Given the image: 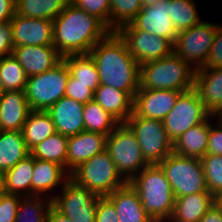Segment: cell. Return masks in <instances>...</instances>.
<instances>
[{"mask_svg":"<svg viewBox=\"0 0 222 222\" xmlns=\"http://www.w3.org/2000/svg\"><path fill=\"white\" fill-rule=\"evenodd\" d=\"M89 54L96 64L100 84L128 92L134 98L139 90L140 65L117 32H110Z\"/></svg>","mask_w":222,"mask_h":222,"instance_id":"obj_1","label":"cell"},{"mask_svg":"<svg viewBox=\"0 0 222 222\" xmlns=\"http://www.w3.org/2000/svg\"><path fill=\"white\" fill-rule=\"evenodd\" d=\"M110 32L98 18L69 2L53 20V46L62 57L88 54Z\"/></svg>","mask_w":222,"mask_h":222,"instance_id":"obj_2","label":"cell"},{"mask_svg":"<svg viewBox=\"0 0 222 222\" xmlns=\"http://www.w3.org/2000/svg\"><path fill=\"white\" fill-rule=\"evenodd\" d=\"M129 184L137 191L145 212L154 222L170 220L175 197L169 181L157 164L144 168Z\"/></svg>","mask_w":222,"mask_h":222,"instance_id":"obj_3","label":"cell"},{"mask_svg":"<svg viewBox=\"0 0 222 222\" xmlns=\"http://www.w3.org/2000/svg\"><path fill=\"white\" fill-rule=\"evenodd\" d=\"M195 69L174 53L140 65L139 90L159 89L185 92L194 88Z\"/></svg>","mask_w":222,"mask_h":222,"instance_id":"obj_4","label":"cell"},{"mask_svg":"<svg viewBox=\"0 0 222 222\" xmlns=\"http://www.w3.org/2000/svg\"><path fill=\"white\" fill-rule=\"evenodd\" d=\"M70 178L100 197H106L127 183L106 149L81 163L70 173Z\"/></svg>","mask_w":222,"mask_h":222,"instance_id":"obj_5","label":"cell"},{"mask_svg":"<svg viewBox=\"0 0 222 222\" xmlns=\"http://www.w3.org/2000/svg\"><path fill=\"white\" fill-rule=\"evenodd\" d=\"M106 150L126 182H130L139 172L150 165L142 155L134 132L126 123H120L107 136Z\"/></svg>","mask_w":222,"mask_h":222,"instance_id":"obj_6","label":"cell"},{"mask_svg":"<svg viewBox=\"0 0 222 222\" xmlns=\"http://www.w3.org/2000/svg\"><path fill=\"white\" fill-rule=\"evenodd\" d=\"M157 165L169 181L175 198L209 192L199 158L184 157L172 152Z\"/></svg>","mask_w":222,"mask_h":222,"instance_id":"obj_7","label":"cell"},{"mask_svg":"<svg viewBox=\"0 0 222 222\" xmlns=\"http://www.w3.org/2000/svg\"><path fill=\"white\" fill-rule=\"evenodd\" d=\"M69 69L62 59L52 69L28 77L25 94L31 110L47 111L65 96Z\"/></svg>","mask_w":222,"mask_h":222,"instance_id":"obj_8","label":"cell"},{"mask_svg":"<svg viewBox=\"0 0 222 222\" xmlns=\"http://www.w3.org/2000/svg\"><path fill=\"white\" fill-rule=\"evenodd\" d=\"M125 123L134 132L142 155L150 165L162 162L173 152V142L167 135L163 121L137 117L132 113Z\"/></svg>","mask_w":222,"mask_h":222,"instance_id":"obj_9","label":"cell"},{"mask_svg":"<svg viewBox=\"0 0 222 222\" xmlns=\"http://www.w3.org/2000/svg\"><path fill=\"white\" fill-rule=\"evenodd\" d=\"M217 24L202 21L178 32L173 43V53L188 62L195 70L205 66L214 42Z\"/></svg>","mask_w":222,"mask_h":222,"instance_id":"obj_10","label":"cell"},{"mask_svg":"<svg viewBox=\"0 0 222 222\" xmlns=\"http://www.w3.org/2000/svg\"><path fill=\"white\" fill-rule=\"evenodd\" d=\"M211 115L192 88L178 96L175 106L163 120L164 128L174 143L189 128L206 121Z\"/></svg>","mask_w":222,"mask_h":222,"instance_id":"obj_11","label":"cell"},{"mask_svg":"<svg viewBox=\"0 0 222 222\" xmlns=\"http://www.w3.org/2000/svg\"><path fill=\"white\" fill-rule=\"evenodd\" d=\"M57 196H52V205L67 216L71 222H95L96 207L100 198L86 187L69 178Z\"/></svg>","mask_w":222,"mask_h":222,"instance_id":"obj_12","label":"cell"},{"mask_svg":"<svg viewBox=\"0 0 222 222\" xmlns=\"http://www.w3.org/2000/svg\"><path fill=\"white\" fill-rule=\"evenodd\" d=\"M117 33L126 42L129 53L139 65L173 53V44L167 38L135 29L130 23L122 26Z\"/></svg>","mask_w":222,"mask_h":222,"instance_id":"obj_13","label":"cell"},{"mask_svg":"<svg viewBox=\"0 0 222 222\" xmlns=\"http://www.w3.org/2000/svg\"><path fill=\"white\" fill-rule=\"evenodd\" d=\"M10 22L14 47L53 45V20L14 14Z\"/></svg>","mask_w":222,"mask_h":222,"instance_id":"obj_14","label":"cell"},{"mask_svg":"<svg viewBox=\"0 0 222 222\" xmlns=\"http://www.w3.org/2000/svg\"><path fill=\"white\" fill-rule=\"evenodd\" d=\"M181 93L176 90H138L134 96L133 113L137 117L163 121Z\"/></svg>","mask_w":222,"mask_h":222,"instance_id":"obj_15","label":"cell"},{"mask_svg":"<svg viewBox=\"0 0 222 222\" xmlns=\"http://www.w3.org/2000/svg\"><path fill=\"white\" fill-rule=\"evenodd\" d=\"M170 0H159L152 6L143 7L130 24L138 30L167 38L172 44L178 32L169 18Z\"/></svg>","mask_w":222,"mask_h":222,"instance_id":"obj_16","label":"cell"},{"mask_svg":"<svg viewBox=\"0 0 222 222\" xmlns=\"http://www.w3.org/2000/svg\"><path fill=\"white\" fill-rule=\"evenodd\" d=\"M12 55L28 77L44 73L62 60V56L53 45L14 47Z\"/></svg>","mask_w":222,"mask_h":222,"instance_id":"obj_17","label":"cell"},{"mask_svg":"<svg viewBox=\"0 0 222 222\" xmlns=\"http://www.w3.org/2000/svg\"><path fill=\"white\" fill-rule=\"evenodd\" d=\"M107 135L82 131L68 137L66 170L71 173L81 163L106 149Z\"/></svg>","mask_w":222,"mask_h":222,"instance_id":"obj_18","label":"cell"},{"mask_svg":"<svg viewBox=\"0 0 222 222\" xmlns=\"http://www.w3.org/2000/svg\"><path fill=\"white\" fill-rule=\"evenodd\" d=\"M194 89L212 115L222 114V68L195 70Z\"/></svg>","mask_w":222,"mask_h":222,"instance_id":"obj_19","label":"cell"},{"mask_svg":"<svg viewBox=\"0 0 222 222\" xmlns=\"http://www.w3.org/2000/svg\"><path fill=\"white\" fill-rule=\"evenodd\" d=\"M83 107V103L64 96L46 112L56 132L69 137L84 131Z\"/></svg>","mask_w":222,"mask_h":222,"instance_id":"obj_20","label":"cell"},{"mask_svg":"<svg viewBox=\"0 0 222 222\" xmlns=\"http://www.w3.org/2000/svg\"><path fill=\"white\" fill-rule=\"evenodd\" d=\"M31 111L25 91H5L0 98V130L21 131Z\"/></svg>","mask_w":222,"mask_h":222,"instance_id":"obj_21","label":"cell"},{"mask_svg":"<svg viewBox=\"0 0 222 222\" xmlns=\"http://www.w3.org/2000/svg\"><path fill=\"white\" fill-rule=\"evenodd\" d=\"M106 198L115 206L119 222H154L145 212L137 191L129 182Z\"/></svg>","mask_w":222,"mask_h":222,"instance_id":"obj_22","label":"cell"},{"mask_svg":"<svg viewBox=\"0 0 222 222\" xmlns=\"http://www.w3.org/2000/svg\"><path fill=\"white\" fill-rule=\"evenodd\" d=\"M70 173L62 166L34 158V170L31 180V196H42L57 186H64Z\"/></svg>","mask_w":222,"mask_h":222,"instance_id":"obj_23","label":"cell"},{"mask_svg":"<svg viewBox=\"0 0 222 222\" xmlns=\"http://www.w3.org/2000/svg\"><path fill=\"white\" fill-rule=\"evenodd\" d=\"M95 100L120 123H125L133 113L134 98L125 91L100 84L94 91Z\"/></svg>","mask_w":222,"mask_h":222,"instance_id":"obj_24","label":"cell"},{"mask_svg":"<svg viewBox=\"0 0 222 222\" xmlns=\"http://www.w3.org/2000/svg\"><path fill=\"white\" fill-rule=\"evenodd\" d=\"M215 204L210 192H199L175 198V207L168 222H199Z\"/></svg>","mask_w":222,"mask_h":222,"instance_id":"obj_25","label":"cell"},{"mask_svg":"<svg viewBox=\"0 0 222 222\" xmlns=\"http://www.w3.org/2000/svg\"><path fill=\"white\" fill-rule=\"evenodd\" d=\"M210 131V117L184 132L180 138L173 143V152L184 157L201 159L206 155L208 137Z\"/></svg>","mask_w":222,"mask_h":222,"instance_id":"obj_26","label":"cell"},{"mask_svg":"<svg viewBox=\"0 0 222 222\" xmlns=\"http://www.w3.org/2000/svg\"><path fill=\"white\" fill-rule=\"evenodd\" d=\"M33 170L34 157L30 154L4 173L2 192L22 197L31 196Z\"/></svg>","mask_w":222,"mask_h":222,"instance_id":"obj_27","label":"cell"},{"mask_svg":"<svg viewBox=\"0 0 222 222\" xmlns=\"http://www.w3.org/2000/svg\"><path fill=\"white\" fill-rule=\"evenodd\" d=\"M30 154L22 131H0V171L3 174Z\"/></svg>","mask_w":222,"mask_h":222,"instance_id":"obj_28","label":"cell"},{"mask_svg":"<svg viewBox=\"0 0 222 222\" xmlns=\"http://www.w3.org/2000/svg\"><path fill=\"white\" fill-rule=\"evenodd\" d=\"M21 131L30 151L56 132L50 115L46 111L35 110L29 113Z\"/></svg>","mask_w":222,"mask_h":222,"instance_id":"obj_29","label":"cell"},{"mask_svg":"<svg viewBox=\"0 0 222 222\" xmlns=\"http://www.w3.org/2000/svg\"><path fill=\"white\" fill-rule=\"evenodd\" d=\"M62 59L68 66L70 74L75 78V82L88 84L93 91L100 85L96 64L89 53L66 55Z\"/></svg>","mask_w":222,"mask_h":222,"instance_id":"obj_30","label":"cell"},{"mask_svg":"<svg viewBox=\"0 0 222 222\" xmlns=\"http://www.w3.org/2000/svg\"><path fill=\"white\" fill-rule=\"evenodd\" d=\"M69 2L70 0H16L15 14L54 20Z\"/></svg>","mask_w":222,"mask_h":222,"instance_id":"obj_31","label":"cell"},{"mask_svg":"<svg viewBox=\"0 0 222 222\" xmlns=\"http://www.w3.org/2000/svg\"><path fill=\"white\" fill-rule=\"evenodd\" d=\"M84 131L110 135L120 122L104 110L95 100L83 107Z\"/></svg>","mask_w":222,"mask_h":222,"instance_id":"obj_32","label":"cell"},{"mask_svg":"<svg viewBox=\"0 0 222 222\" xmlns=\"http://www.w3.org/2000/svg\"><path fill=\"white\" fill-rule=\"evenodd\" d=\"M68 136L55 132L31 150V155L39 160L56 163L66 169Z\"/></svg>","mask_w":222,"mask_h":222,"instance_id":"obj_33","label":"cell"},{"mask_svg":"<svg viewBox=\"0 0 222 222\" xmlns=\"http://www.w3.org/2000/svg\"><path fill=\"white\" fill-rule=\"evenodd\" d=\"M46 196H25L19 201L15 222H46L52 198Z\"/></svg>","mask_w":222,"mask_h":222,"instance_id":"obj_34","label":"cell"},{"mask_svg":"<svg viewBox=\"0 0 222 222\" xmlns=\"http://www.w3.org/2000/svg\"><path fill=\"white\" fill-rule=\"evenodd\" d=\"M196 5L195 0H170L169 18H171L177 32L202 22Z\"/></svg>","mask_w":222,"mask_h":222,"instance_id":"obj_35","label":"cell"},{"mask_svg":"<svg viewBox=\"0 0 222 222\" xmlns=\"http://www.w3.org/2000/svg\"><path fill=\"white\" fill-rule=\"evenodd\" d=\"M28 76L13 55L0 58V80L5 91H25Z\"/></svg>","mask_w":222,"mask_h":222,"instance_id":"obj_36","label":"cell"},{"mask_svg":"<svg viewBox=\"0 0 222 222\" xmlns=\"http://www.w3.org/2000/svg\"><path fill=\"white\" fill-rule=\"evenodd\" d=\"M110 31L117 32L122 26L129 24L143 9L140 0H109Z\"/></svg>","mask_w":222,"mask_h":222,"instance_id":"obj_37","label":"cell"},{"mask_svg":"<svg viewBox=\"0 0 222 222\" xmlns=\"http://www.w3.org/2000/svg\"><path fill=\"white\" fill-rule=\"evenodd\" d=\"M208 191L215 197L222 192V156L206 154L201 159Z\"/></svg>","mask_w":222,"mask_h":222,"instance_id":"obj_38","label":"cell"},{"mask_svg":"<svg viewBox=\"0 0 222 222\" xmlns=\"http://www.w3.org/2000/svg\"><path fill=\"white\" fill-rule=\"evenodd\" d=\"M77 8L98 18L110 30L109 0H70Z\"/></svg>","mask_w":222,"mask_h":222,"instance_id":"obj_39","label":"cell"},{"mask_svg":"<svg viewBox=\"0 0 222 222\" xmlns=\"http://www.w3.org/2000/svg\"><path fill=\"white\" fill-rule=\"evenodd\" d=\"M65 97L86 104L88 101L93 100L94 91L88 87V84L75 82V78L69 74L65 89Z\"/></svg>","mask_w":222,"mask_h":222,"instance_id":"obj_40","label":"cell"},{"mask_svg":"<svg viewBox=\"0 0 222 222\" xmlns=\"http://www.w3.org/2000/svg\"><path fill=\"white\" fill-rule=\"evenodd\" d=\"M21 197L0 192V222H15Z\"/></svg>","mask_w":222,"mask_h":222,"instance_id":"obj_41","label":"cell"},{"mask_svg":"<svg viewBox=\"0 0 222 222\" xmlns=\"http://www.w3.org/2000/svg\"><path fill=\"white\" fill-rule=\"evenodd\" d=\"M214 118H216L214 122V124L217 123L216 125L212 124ZM206 154H214L222 156V117L220 116L216 115L210 116V131H209Z\"/></svg>","mask_w":222,"mask_h":222,"instance_id":"obj_42","label":"cell"},{"mask_svg":"<svg viewBox=\"0 0 222 222\" xmlns=\"http://www.w3.org/2000/svg\"><path fill=\"white\" fill-rule=\"evenodd\" d=\"M202 68H222V25L217 24L214 42L211 46L207 62Z\"/></svg>","mask_w":222,"mask_h":222,"instance_id":"obj_43","label":"cell"},{"mask_svg":"<svg viewBox=\"0 0 222 222\" xmlns=\"http://www.w3.org/2000/svg\"><path fill=\"white\" fill-rule=\"evenodd\" d=\"M115 206L106 198L100 197L96 207L95 222H119Z\"/></svg>","mask_w":222,"mask_h":222,"instance_id":"obj_44","label":"cell"},{"mask_svg":"<svg viewBox=\"0 0 222 222\" xmlns=\"http://www.w3.org/2000/svg\"><path fill=\"white\" fill-rule=\"evenodd\" d=\"M13 34L11 22H4L0 24V58L12 55Z\"/></svg>","mask_w":222,"mask_h":222,"instance_id":"obj_45","label":"cell"},{"mask_svg":"<svg viewBox=\"0 0 222 222\" xmlns=\"http://www.w3.org/2000/svg\"><path fill=\"white\" fill-rule=\"evenodd\" d=\"M16 0H0V24L11 21L15 14Z\"/></svg>","mask_w":222,"mask_h":222,"instance_id":"obj_46","label":"cell"},{"mask_svg":"<svg viewBox=\"0 0 222 222\" xmlns=\"http://www.w3.org/2000/svg\"><path fill=\"white\" fill-rule=\"evenodd\" d=\"M199 222H222V211L214 204Z\"/></svg>","mask_w":222,"mask_h":222,"instance_id":"obj_47","label":"cell"},{"mask_svg":"<svg viewBox=\"0 0 222 222\" xmlns=\"http://www.w3.org/2000/svg\"><path fill=\"white\" fill-rule=\"evenodd\" d=\"M46 222H71V220L52 205L48 211Z\"/></svg>","mask_w":222,"mask_h":222,"instance_id":"obj_48","label":"cell"},{"mask_svg":"<svg viewBox=\"0 0 222 222\" xmlns=\"http://www.w3.org/2000/svg\"><path fill=\"white\" fill-rule=\"evenodd\" d=\"M215 204L222 211V192L215 196Z\"/></svg>","mask_w":222,"mask_h":222,"instance_id":"obj_49","label":"cell"},{"mask_svg":"<svg viewBox=\"0 0 222 222\" xmlns=\"http://www.w3.org/2000/svg\"><path fill=\"white\" fill-rule=\"evenodd\" d=\"M143 7L152 6L159 0H140Z\"/></svg>","mask_w":222,"mask_h":222,"instance_id":"obj_50","label":"cell"},{"mask_svg":"<svg viewBox=\"0 0 222 222\" xmlns=\"http://www.w3.org/2000/svg\"><path fill=\"white\" fill-rule=\"evenodd\" d=\"M3 177L4 174L0 171V192H2L3 189Z\"/></svg>","mask_w":222,"mask_h":222,"instance_id":"obj_51","label":"cell"},{"mask_svg":"<svg viewBox=\"0 0 222 222\" xmlns=\"http://www.w3.org/2000/svg\"><path fill=\"white\" fill-rule=\"evenodd\" d=\"M4 93H5V90L3 89V85H2V82L0 80V98L3 96Z\"/></svg>","mask_w":222,"mask_h":222,"instance_id":"obj_52","label":"cell"}]
</instances>
